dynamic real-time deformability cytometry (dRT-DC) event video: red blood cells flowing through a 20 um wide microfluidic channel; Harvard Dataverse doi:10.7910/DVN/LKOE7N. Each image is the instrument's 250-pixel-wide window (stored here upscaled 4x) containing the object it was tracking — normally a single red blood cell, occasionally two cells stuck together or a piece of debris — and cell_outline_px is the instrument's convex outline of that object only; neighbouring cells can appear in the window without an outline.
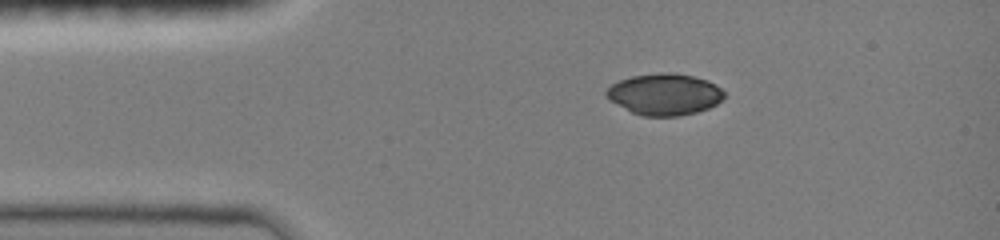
{"species": "common noctule bat (a hibernating species)", "species_latin": "Nyctalus noctula", "temperature_condition": "room temperature", "stored_images_in_passage": 40, "camera_frame_rate_fps": 3000, "um_per_image_px": 0.085, "animal": {"sex": "female", "body_mass_g": 19.0, "forearm_length_mm": 51.5}, "frame": {"image": 1, "passage_image": 1, "time_ms": 0.0, "image_size_px": [1000, 240], "cell_outline_px": [[724, 96], [716, 104], [708, 108], [696, 112], [680, 116], [644, 116], [632, 112], [612, 100], [604, 92], [612, 84], [620, 80], [632, 76], [660, 72], [672, 72], [692, 76], [708, 80], [716, 84], [724, 92]], "centroid_in_image_um": [56.51, 8.0], "position_along_channel_um": 28.5, "area_um2": 28.21}}
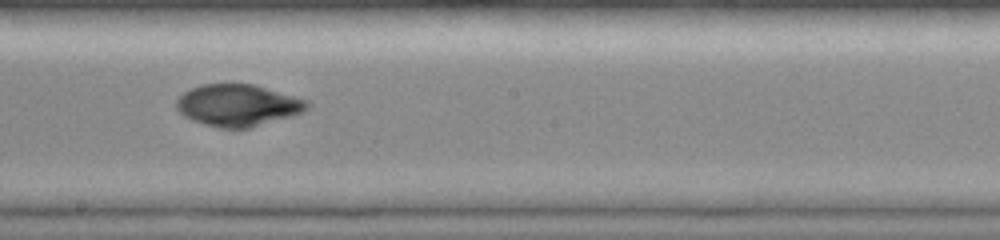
{"frame": {"image": 2, "passage_image": 19, "time_ms": 6.0, "image_size_px": [1000, 240], "cell_outline_px": [[312, 104], [304, 112], [248, 128], [220, 128], [204, 124], [192, 120], [184, 116], [176, 108], [176, 100], [184, 92], [192, 88], [204, 84], [256, 84], [308, 100]], "centroid_in_image_um": [20.24, 8.94], "position_along_channel_um": 228.0, "area_um2": 31.85}}
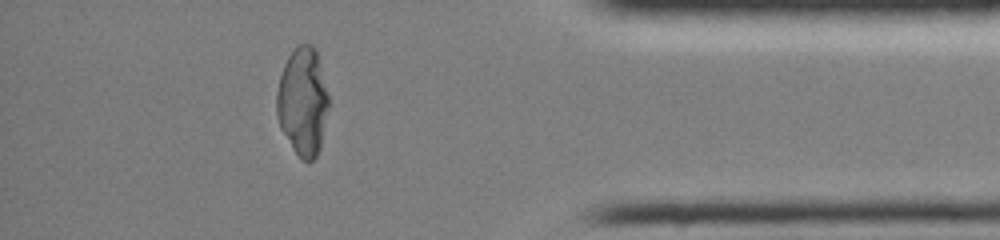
{"frame": {"image": 3, "passage_image": 34, "time_ms": 11.0, "image_size_px": [1000, 240], "cell_outline_px": [[328, 108], [320, 148], [316, 156], [308, 164], [300, 160], [292, 148], [280, 128], [276, 116], [276, 92], [280, 76], [284, 64], [288, 56], [300, 44], [312, 44], [316, 48], [328, 96]], "centroid_in_image_um": [25.72, 8.67], "position_along_channel_um": 409.5, "area_um2": 32.89}}